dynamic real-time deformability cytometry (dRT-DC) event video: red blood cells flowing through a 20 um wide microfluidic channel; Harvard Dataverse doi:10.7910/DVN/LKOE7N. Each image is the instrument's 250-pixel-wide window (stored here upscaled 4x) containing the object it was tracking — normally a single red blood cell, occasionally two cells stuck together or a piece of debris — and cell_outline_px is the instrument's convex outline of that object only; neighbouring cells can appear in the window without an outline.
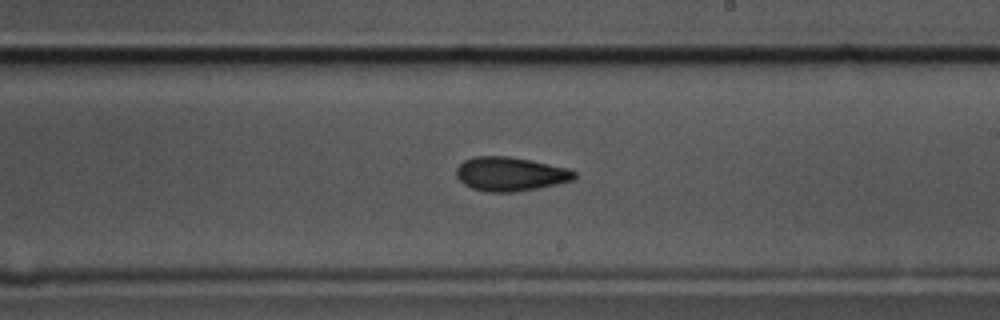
{"species": "common noctule bat (a hibernating species)", "species_latin": "Nyctalus noctula", "temperature_condition": "cold", "stored_images_in_passage": 49, "camera_frame_rate_fps": 3000, "um_per_image_px": 0.085, "animal": {"sex": "male", "body_mass_g": 17.5, "forearm_length_mm": 52.3}, "frame": {"image": 1, "passage_image": 33, "time_ms": 10.667, "image_size_px": [1000, 320], "cell_outline_px": [[576, 180], [540, 188], [516, 192], [488, 192], [472, 188], [464, 184], [456, 176], [456, 168], [464, 160], [476, 156], [508, 156], [532, 160], [568, 168], [576, 172]], "centroid_in_image_um": [43.41, 14.79], "position_along_channel_um": 245.6, "area_um2": 23.64}}
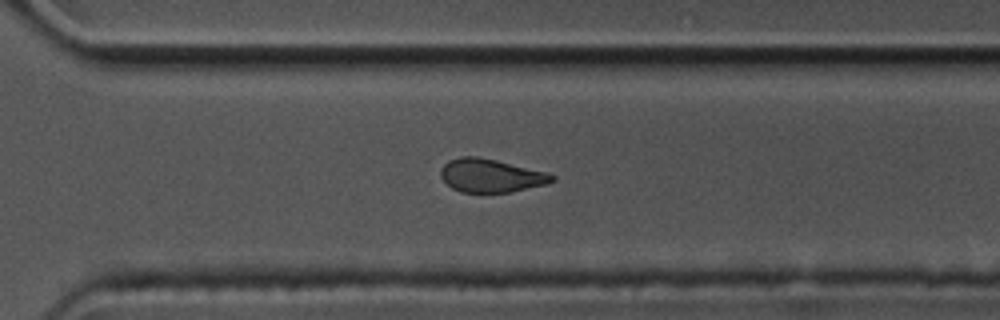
{"frame": {"image": 2, "passage_image": 40, "time_ms": 13.0, "image_size_px": [1000, 320], "cell_outline_px": [[556, 180], [548, 184], [508, 192], [460, 192], [452, 188], [440, 176], [440, 172], [444, 164], [448, 160], [460, 156], [476, 156], [496, 160], [548, 172], [556, 176]], "centroid_in_image_um": [41.74, 14.92], "position_along_channel_um": 328.9, "area_um2": 21.68}}
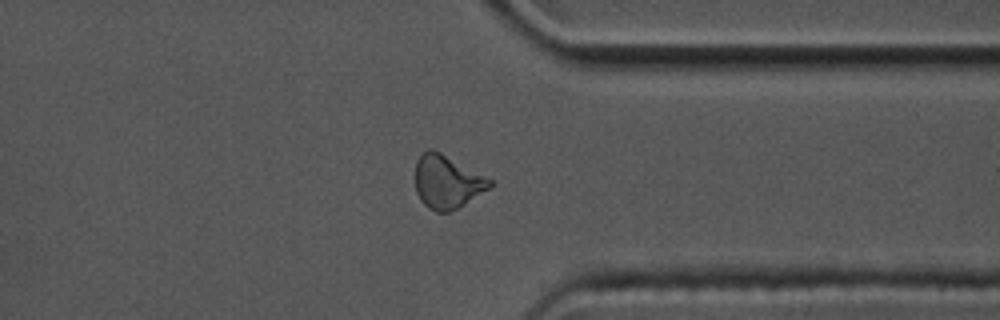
{"frame": {"image": 3, "passage_image": 44, "time_ms": 14.333, "image_size_px": [1000, 320], "cell_outline_px": [[492, 184], [488, 188], [464, 204], [448, 212], [436, 212], [428, 208], [420, 200], [416, 192], [416, 160], [428, 148], [432, 148], [440, 152], [492, 180]], "centroid_in_image_um": [37.96, 15.46], "position_along_channel_um": 373.4, "area_um2": 22.72}, "authors_computed_cell_mechanics": {"area_um2": 22.9466, "velocity_mm_per_s": 3.5682, "shape_relaxation_time_tau1_ms": 3.2066, "shape_relaxation_time_tau2_ms": 5.8345, "deformation_change_tau1": 0.1107, "deformation_change_tau2": 0.1252}}